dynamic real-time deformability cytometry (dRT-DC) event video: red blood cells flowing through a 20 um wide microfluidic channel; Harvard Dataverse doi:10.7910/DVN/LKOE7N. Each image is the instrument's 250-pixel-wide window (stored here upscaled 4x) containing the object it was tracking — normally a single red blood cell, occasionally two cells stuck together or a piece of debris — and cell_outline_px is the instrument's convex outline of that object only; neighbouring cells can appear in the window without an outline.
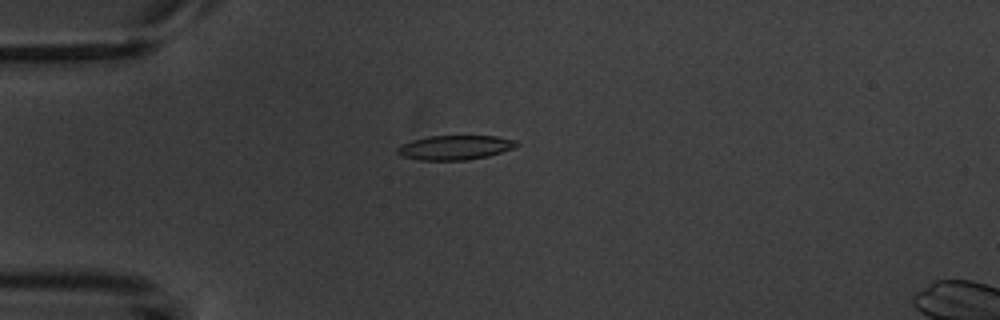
{"species": "common noctule bat (a hibernating species)", "species_latin": "Nyctalus noctula", "temperature_condition": "warm", "stored_images_in_passage": 8, "camera_frame_rate_fps": 3000, "um_per_image_px": 0.085, "animal": {"sex": "male", "body_mass_g": 20.1, "forearm_length_mm": 53.5}, "frame": {"image": 1, "passage_image": 4, "time_ms": 4.667, "image_size_px": [1000, 320], "cell_outline_px": [[520, 144], [516, 148], [488, 156], [464, 160], [420, 160], [400, 156], [396, 152], [396, 148], [400, 144], [412, 140], [428, 136], [496, 136], [516, 140]], "centroid_in_image_um": [38.67, 12.54], "position_along_channel_um": 46.3, "area_um2": 17.17}}
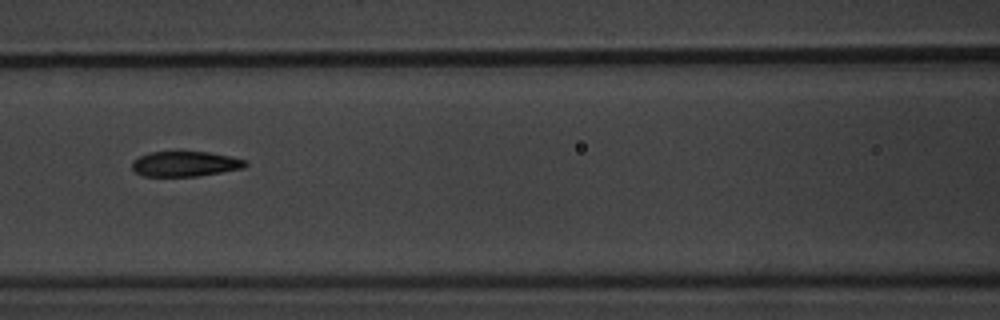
{"frame": {"image": 2, "passage_image": 7, "time_ms": 8.0, "image_size_px": [1000, 320], "cell_outline_px": [[248, 164], [244, 168], [196, 176], [144, 176], [136, 172], [132, 168], [132, 160], [148, 152], [208, 152], [248, 160]], "centroid_in_image_um": [15.74, 13.93], "position_along_channel_um": 150.9, "area_um2": 16.53}}
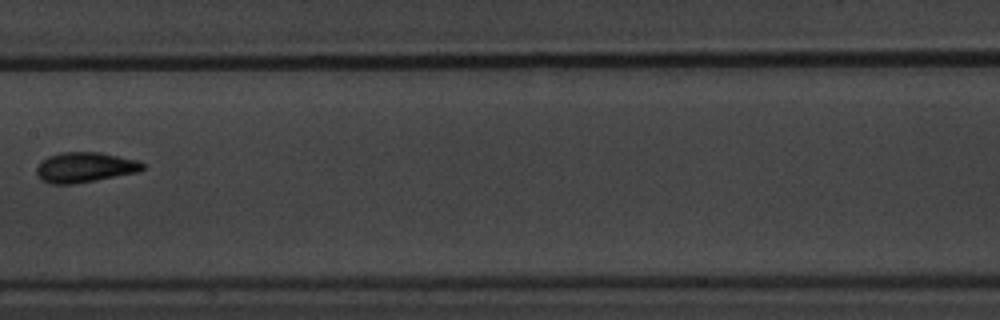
{"frame": {"image": 3, "passage_image": 8, "time_ms": 9.333, "image_size_px": [1000, 320], "cell_outline_px": [[144, 168], [140, 172], [76, 184], [48, 184], [40, 180], [36, 172], [36, 168], [48, 156], [60, 152], [100, 152], [136, 160], [144, 164]], "centroid_in_image_um": [7.21, 14.24], "position_along_channel_um": 200.2, "area_um2": 18.79}}